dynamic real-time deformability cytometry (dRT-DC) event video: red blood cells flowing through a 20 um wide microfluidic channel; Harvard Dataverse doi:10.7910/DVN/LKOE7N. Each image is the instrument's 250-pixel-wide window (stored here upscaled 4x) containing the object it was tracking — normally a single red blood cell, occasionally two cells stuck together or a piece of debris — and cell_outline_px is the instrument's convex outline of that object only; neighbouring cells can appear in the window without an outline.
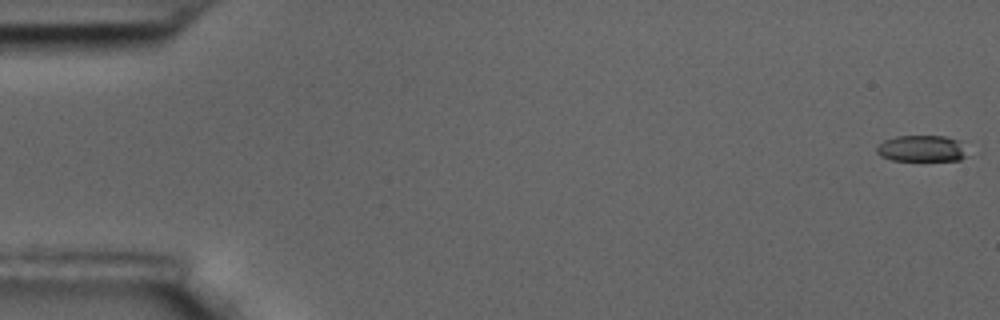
{"species": "common noctule bat (a hibernating species)", "species_latin": "Nyctalus noctula", "temperature_condition": "room temperature", "stored_images_in_passage": 58, "camera_frame_rate_fps": 3000, "um_per_image_px": 0.085, "animal": {"sex": "male", "body_mass_g": 17.5, "forearm_length_mm": 52.3}, "frame": {"image": 1, "passage_image": 1, "time_ms": 0.0, "image_size_px": [1000, 320], "cell_outline_px": [[968, 156], [960, 160], [892, 160], [880, 156], [876, 152], [876, 148], [884, 140], [896, 136], [948, 136], [960, 140]], "centroid_in_image_um": [78.37, 12.62], "position_along_channel_um": 6.6, "area_um2": 13.99}}
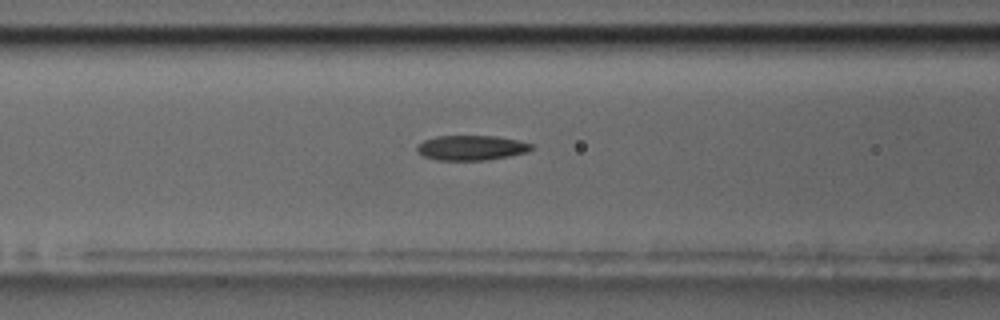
{"frame": {"image": 2, "passage_image": 24, "time_ms": 7.667, "image_size_px": [1000, 320], "cell_outline_px": [[532, 148], [528, 152], [488, 160], [436, 160], [424, 156], [416, 148], [424, 140], [436, 136], [496, 136], [516, 140], [532, 144]], "centroid_in_image_um": [40.07, 12.56], "position_along_channel_um": 126.5, "area_um2": 16.42}}
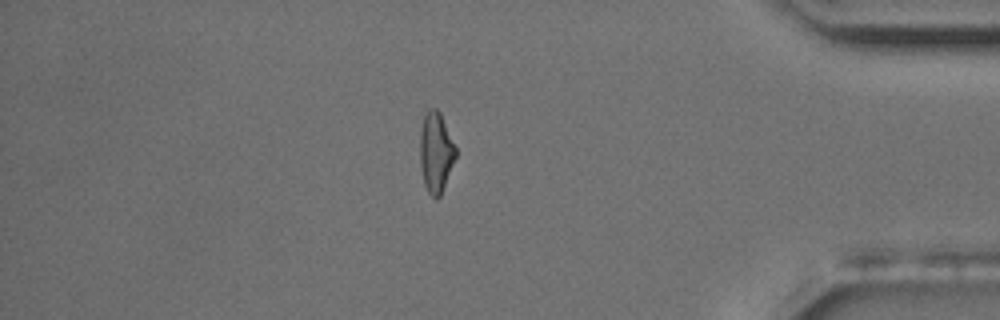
{"frame": {"image": 3, "passage_image": 50, "time_ms": 16.333, "image_size_px": [1000, 320], "cell_outline_px": [[456, 156], [440, 196], [436, 200], [428, 192], [424, 184], [420, 168], [420, 128], [424, 116], [428, 108], [436, 108], [440, 112], [456, 148]], "centroid_in_image_um": [37.03, 12.94], "position_along_channel_um": 398.2, "area_um2": 16.7}, "authors_computed_cell_mechanics": {"area_um2": 16.7909, "velocity_mm_per_s": 3.5214, "shape_relaxation_time_tau1_ms": 5.2876, "shape_relaxation_time_tau2_ms": 4.3845, "deformation_change_tau1": 0.1533, "deformation_change_tau2": 0.134}}